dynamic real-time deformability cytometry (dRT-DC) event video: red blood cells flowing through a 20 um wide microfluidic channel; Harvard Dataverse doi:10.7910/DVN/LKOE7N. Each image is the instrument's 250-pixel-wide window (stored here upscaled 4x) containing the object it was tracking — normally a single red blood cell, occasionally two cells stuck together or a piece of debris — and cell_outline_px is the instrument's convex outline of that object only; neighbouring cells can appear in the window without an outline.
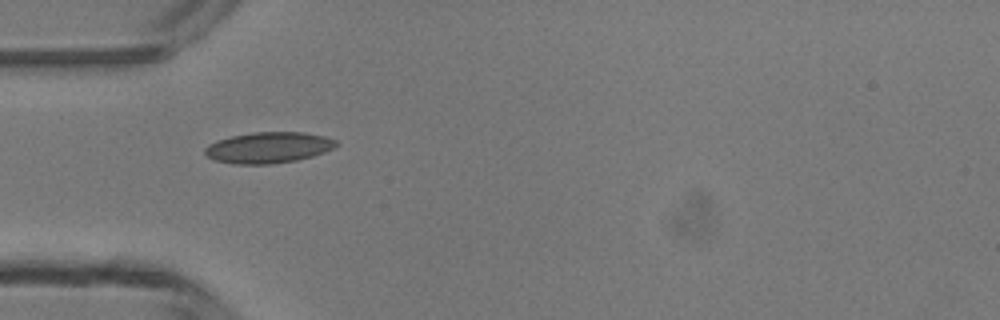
{"species": "common noctule bat (a hibernating species)", "species_latin": "Nyctalus noctula", "temperature_condition": "room temperature", "stored_images_in_passage": 2, "camera_frame_rate_fps": 3000, "um_per_image_px": 0.085, "animal": {"sex": "male", "body_mass_g": 13.3}, "frame": {"image": 1, "passage_image": 1, "time_ms": 0.0, "image_size_px": [1000, 320], "cell_outline_px": [[340, 144], [324, 152], [312, 156], [296, 160], [272, 164], [236, 164], [216, 160], [208, 156], [204, 152], [204, 148], [208, 144], [232, 136], [252, 132], [304, 132], [324, 136], [336, 140]], "centroid_in_image_um": [22.84, 12.54], "position_along_channel_um": 62.2, "area_um2": 23.58}}
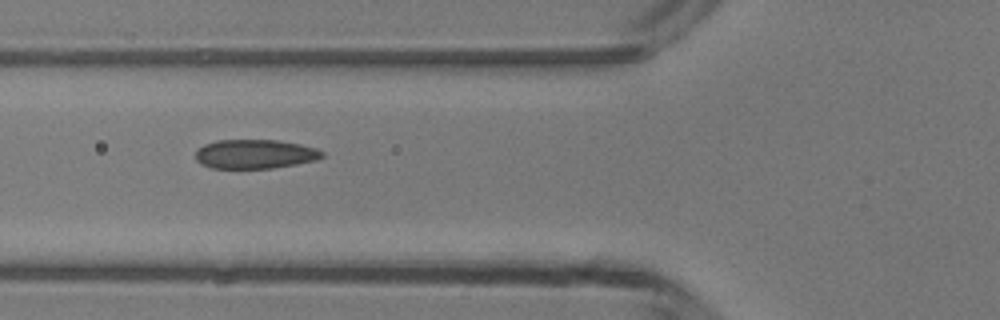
{"frame": {"image": 2, "passage_image": 2, "time_ms": 1.0, "image_size_px": [1000, 320], "cell_outline_px": [[324, 156], [316, 160], [296, 164], [272, 168], [212, 168], [200, 164], [196, 160], [196, 152], [204, 144], [216, 140], [276, 140], [300, 144], [316, 148], [324, 152]], "centroid_in_image_um": [21.67, 13.09], "position_along_channel_um": 104.1, "area_um2": 21.5}}